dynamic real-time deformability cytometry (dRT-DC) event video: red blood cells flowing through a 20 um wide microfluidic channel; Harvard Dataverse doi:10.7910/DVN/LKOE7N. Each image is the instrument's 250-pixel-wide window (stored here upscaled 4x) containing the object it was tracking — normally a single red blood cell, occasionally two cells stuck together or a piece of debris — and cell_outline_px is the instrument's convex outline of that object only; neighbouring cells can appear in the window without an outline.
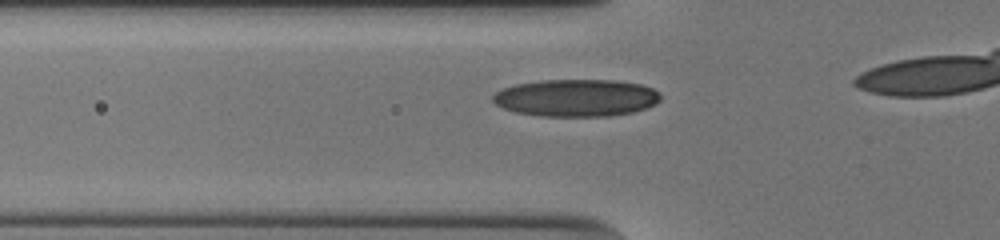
{"species": "human", "species_latin": "Homo sapiens", "temperature_condition": "cold", "stored_images_in_passage": 16, "camera_frame_rate_fps": 3000, "um_per_image_px": 0.085, "donor": {"sex": "male"}, "frame": {"image": 1, "passage_image": 7, "time_ms": 2.0, "image_size_px": [1000, 240], "cell_outline_px": [[660, 100], [656, 104], [632, 112], [608, 116], [544, 116], [516, 112], [504, 108], [496, 104], [492, 100], [492, 96], [496, 92], [504, 88], [516, 84], [544, 80], [612, 80], [640, 84], [652, 88], [660, 92]], "centroid_in_image_um": [48.99, 8.31], "position_along_channel_um": 76.8, "area_um2": 36.24}}
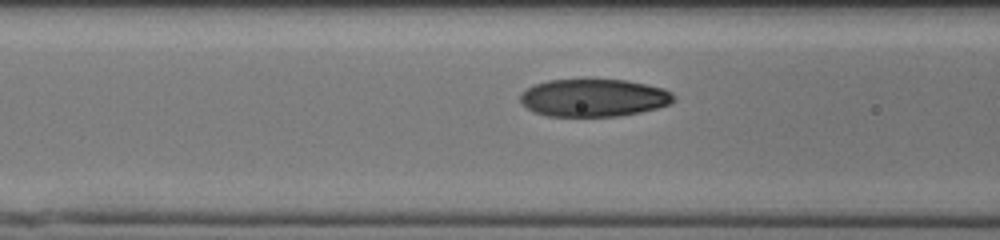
{"frame": {"image": 2, "passage_image": 10, "time_ms": 3.0, "image_size_px": [1000, 240], "cell_outline_px": [[676, 96], [672, 104], [640, 112], [620, 116], [548, 116], [532, 112], [520, 100], [520, 92], [536, 84], [548, 80], [624, 80], [664, 88], [672, 92]], "centroid_in_image_um": [50.49, 8.32], "position_along_channel_um": 116.1, "area_um2": 33.64}}
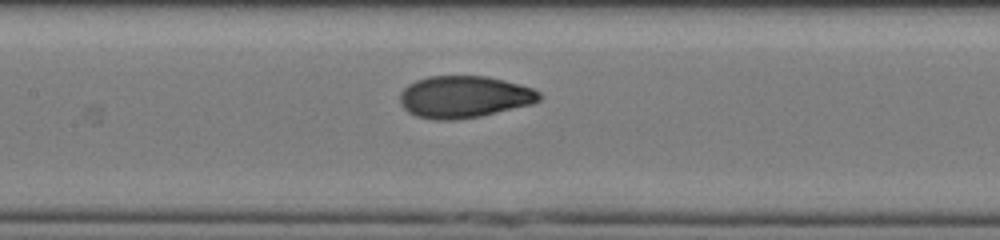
{"frame": {"image": 3, "passage_image": 14, "time_ms": 4.333, "image_size_px": [1000, 240], "cell_outline_px": [[544, 96], [540, 100], [532, 104], [480, 116], [456, 120], [432, 120], [416, 116], [408, 112], [404, 108], [400, 100], [400, 92], [408, 84], [416, 80], [428, 76], [488, 76], [520, 84], [532, 88], [540, 92]], "centroid_in_image_um": [39.46, 8.23], "position_along_channel_um": 167.9, "area_um2": 34.33}}